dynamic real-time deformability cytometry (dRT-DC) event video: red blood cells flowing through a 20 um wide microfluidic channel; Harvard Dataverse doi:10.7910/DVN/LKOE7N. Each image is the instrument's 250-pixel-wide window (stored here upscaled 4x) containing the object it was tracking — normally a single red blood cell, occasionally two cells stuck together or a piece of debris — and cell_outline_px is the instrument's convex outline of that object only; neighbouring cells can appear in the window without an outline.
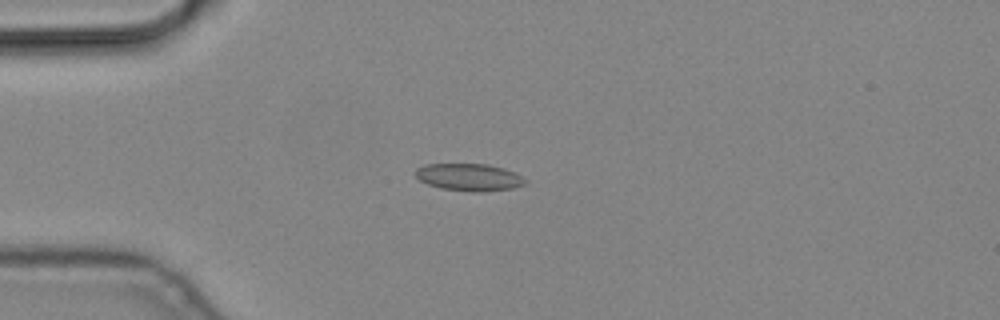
{"species": "common noctule bat (a hibernating species)", "species_latin": "Nyctalus noctula", "temperature_condition": "cold", "stored_images_in_passage": 7, "camera_frame_rate_fps": 3000, "um_per_image_px": 0.085, "animal": {"sex": "male", "body_mass_g": 19.2, "forearm_length_mm": 51.8}, "frame": {"image": 1, "passage_image": 5, "time_ms": 1.333, "image_size_px": [1000, 320], "cell_outline_px": [[528, 180], [524, 184], [512, 188], [484, 192], [472, 192], [440, 188], [428, 184], [420, 180], [412, 172], [416, 168], [424, 164], [488, 164], [504, 168]], "centroid_in_image_um": [39.83, 15.06], "position_along_channel_um": 45.2, "area_um2": 17.51}}
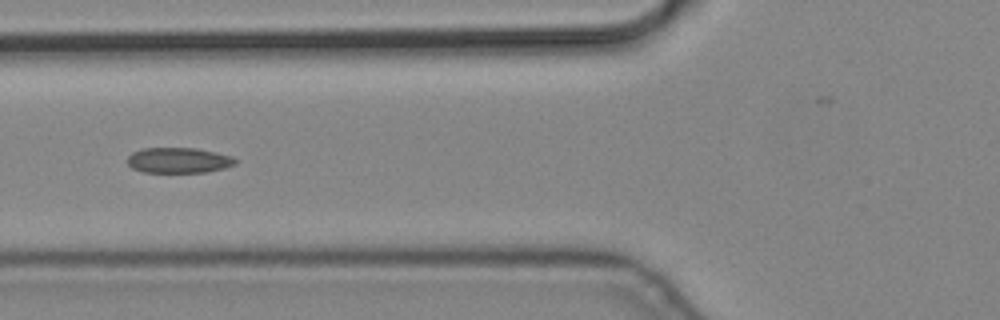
{"frame": {"image": 2, "passage_image": 7, "time_ms": 2.0, "image_size_px": [1000, 320], "cell_outline_px": [[240, 160], [236, 164], [224, 168], [204, 172], [144, 172], [132, 168], [128, 164], [128, 156], [132, 152], [144, 148], [196, 148], [216, 152], [232, 156]], "centroid_in_image_um": [15.22, 13.62], "position_along_channel_um": 110.6, "area_um2": 16.07}}